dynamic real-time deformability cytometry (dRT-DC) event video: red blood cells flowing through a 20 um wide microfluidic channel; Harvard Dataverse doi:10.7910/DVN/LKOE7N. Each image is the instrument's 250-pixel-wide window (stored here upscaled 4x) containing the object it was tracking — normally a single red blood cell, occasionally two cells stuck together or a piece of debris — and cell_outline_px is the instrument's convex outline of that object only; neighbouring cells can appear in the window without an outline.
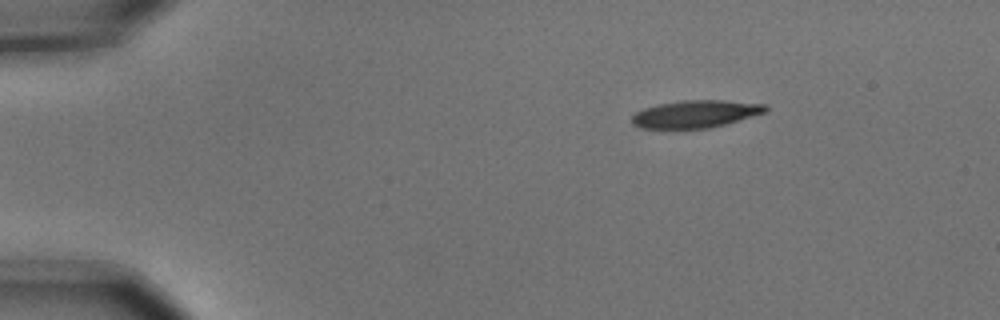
{"species": "common noctule bat (a hibernating species)", "species_latin": "Nyctalus noctula", "temperature_condition": "cold", "stored_images_in_passage": 4, "camera_frame_rate_fps": 3000, "um_per_image_px": 0.085, "animal": {"sex": "male", "body_mass_g": 15.6}, "frame": {"image": 1, "passage_image": 1, "time_ms": 0.0, "image_size_px": [1000, 320], "cell_outline_px": [[768, 108], [764, 112], [724, 124], [708, 128], [640, 128], [632, 124], [632, 116], [636, 112], [644, 108], [660, 104], [684, 100], [720, 100], [768, 104]], "centroid_in_image_um": [59.1, 9.68], "position_along_channel_um": 25.9, "area_um2": 21.04}}
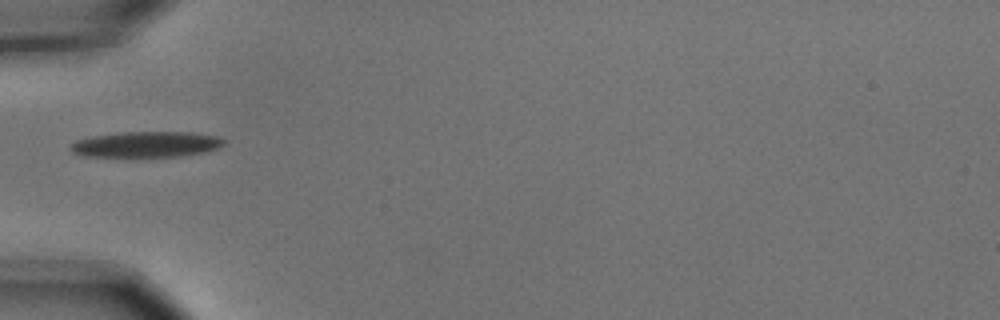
{"frame": {"image": 2, "passage_image": 4, "time_ms": 1.0, "image_size_px": [1000, 320], "cell_outline_px": [[224, 144], [216, 148], [204, 152], [180, 156], [84, 156], [72, 152], [68, 148], [76, 140], [92, 136], [120, 132], [192, 132], [216, 136], [224, 140]], "centroid_in_image_um": [12.4, 12.26], "position_along_channel_um": 72.6, "area_um2": 22.77}}